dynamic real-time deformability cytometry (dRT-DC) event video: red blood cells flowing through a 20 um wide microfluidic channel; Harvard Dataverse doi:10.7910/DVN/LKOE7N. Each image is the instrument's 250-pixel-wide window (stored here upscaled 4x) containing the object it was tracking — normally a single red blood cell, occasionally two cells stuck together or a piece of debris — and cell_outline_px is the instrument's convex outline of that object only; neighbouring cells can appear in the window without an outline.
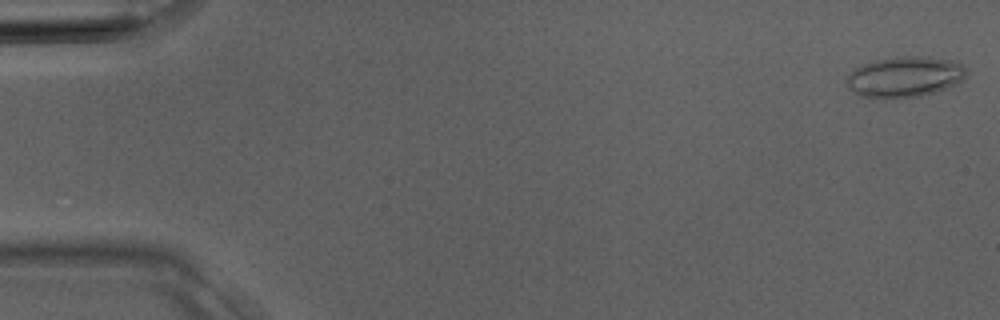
{"species": "Egyptian fruit bat (a non-hibernating species)", "species_latin": "Rousettus aegyptiacus", "temperature_condition": "room temperature", "stored_images_in_passage": 4, "camera_frame_rate_fps": 3000, "um_per_image_px": 0.085, "animal": {"sex": "male"}, "frame": {"image": 1, "passage_image": 1, "time_ms": 0.0, "image_size_px": [1000, 320], "cell_outline_px": [[964, 76], [956, 84], [948, 88], [936, 92], [920, 96], [860, 96], [852, 92], [848, 88], [848, 76], [856, 68], [872, 60], [896, 56], [928, 56], [952, 60], [960, 64], [964, 68]], "centroid_in_image_um": [76.91, 6.49], "position_along_channel_um": 8.1, "area_um2": 27.8}}